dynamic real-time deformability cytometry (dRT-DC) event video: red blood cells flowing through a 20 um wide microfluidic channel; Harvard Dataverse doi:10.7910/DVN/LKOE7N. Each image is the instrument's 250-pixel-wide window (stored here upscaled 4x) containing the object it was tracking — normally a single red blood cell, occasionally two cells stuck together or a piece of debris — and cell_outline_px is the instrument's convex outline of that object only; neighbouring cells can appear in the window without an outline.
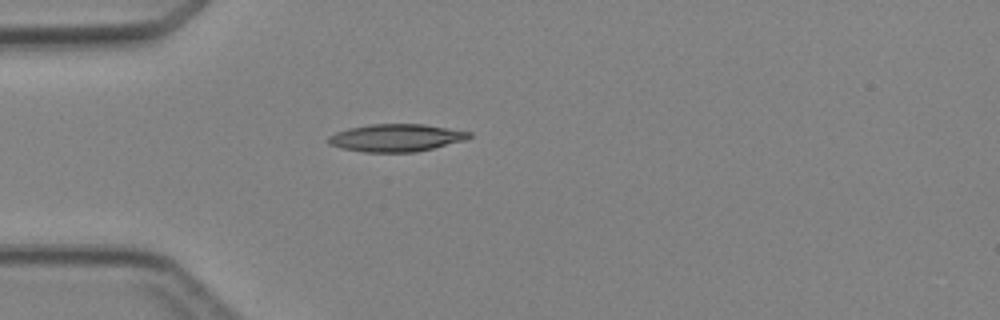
{"species": "Egyptian fruit bat (a non-hibernating species)", "species_latin": "Rousettus aegyptiacus", "temperature_condition": "cold", "stored_images_in_passage": 4, "camera_frame_rate_fps": 3000, "um_per_image_px": 0.085, "animal": {"sex": "female"}, "frame": {"image": 1, "passage_image": 4, "time_ms": 3.667, "image_size_px": [1000, 320], "cell_outline_px": [[472, 136], [464, 140], [416, 152], [364, 152], [340, 148], [328, 144], [328, 136], [336, 132], [348, 128], [372, 124], [424, 124], [472, 132]], "centroid_in_image_um": [33.64, 11.71], "position_along_channel_um": 51.4, "area_um2": 22.54}}